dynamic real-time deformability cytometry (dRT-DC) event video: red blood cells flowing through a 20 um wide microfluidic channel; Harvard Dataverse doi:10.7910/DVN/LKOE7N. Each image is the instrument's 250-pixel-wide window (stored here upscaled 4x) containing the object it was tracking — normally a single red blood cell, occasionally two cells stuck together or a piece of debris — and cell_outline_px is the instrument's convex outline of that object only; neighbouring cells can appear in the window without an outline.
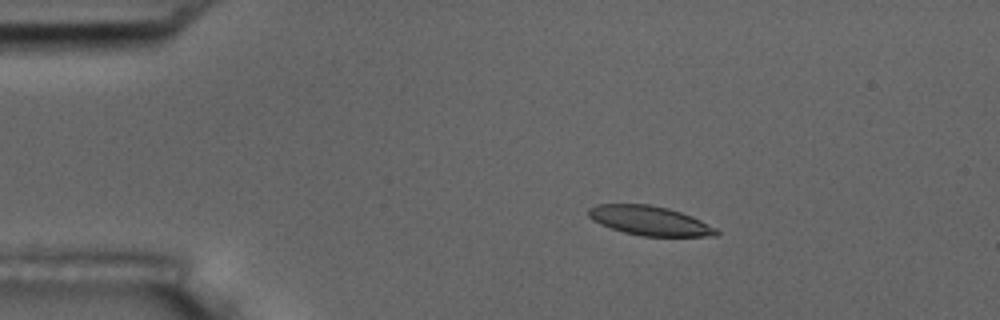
{"species": "common noctule bat (a hibernating species)", "species_latin": "Nyctalus noctula", "temperature_condition": "room temperature", "stored_images_in_passage": 7, "camera_frame_rate_fps": 3000, "um_per_image_px": 0.085, "animal": {"sex": "male", "body_mass_g": 17.5, "forearm_length_mm": 52.3}, "frame": {"image": 1, "passage_image": 4, "time_ms": 3.333, "image_size_px": [1000, 320], "cell_outline_px": [[720, 232], [716, 236], [640, 236], [624, 232], [600, 224], [592, 220], [588, 216], [588, 208], [596, 204], [648, 204], [668, 208], [692, 216], [716, 228]], "centroid_in_image_um": [55.21, 18.75], "position_along_channel_um": 29.8, "area_um2": 21.85}}
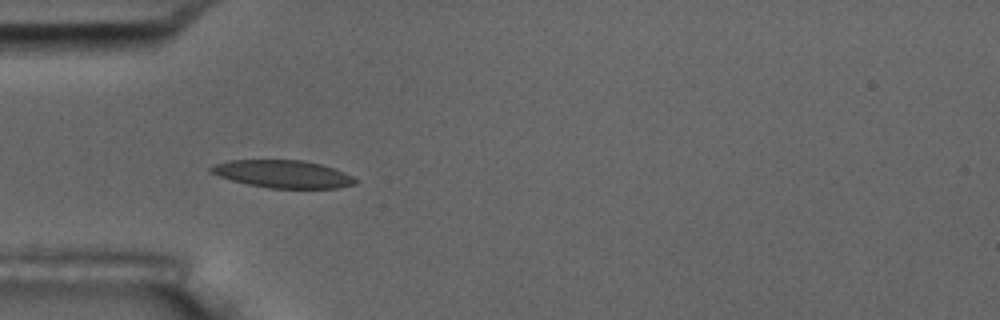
{"frame": {"image": 2, "passage_image": 6, "time_ms": 5.667, "image_size_px": [1000, 320], "cell_outline_px": [[360, 180], [356, 184], [336, 188], [268, 188], [248, 184], [232, 180], [208, 172], [208, 168], [212, 164], [228, 160], [304, 160], [320, 164], [344, 172]], "centroid_in_image_um": [24.03, 14.79], "position_along_channel_um": 61.0, "area_um2": 23.35}}